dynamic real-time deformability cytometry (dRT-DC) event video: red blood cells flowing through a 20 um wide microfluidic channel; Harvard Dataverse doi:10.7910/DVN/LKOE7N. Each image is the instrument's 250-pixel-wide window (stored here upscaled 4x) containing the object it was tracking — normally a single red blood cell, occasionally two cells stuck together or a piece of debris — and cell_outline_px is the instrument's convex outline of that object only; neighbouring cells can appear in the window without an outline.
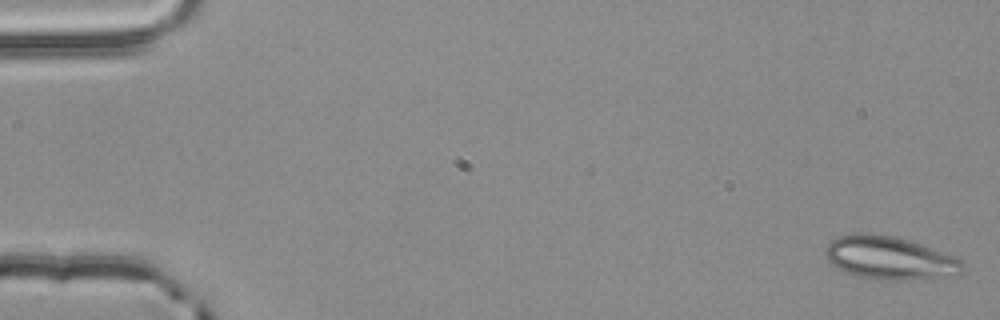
{"species": "common noctule bat (a hibernating species)", "species_latin": "Nyctalus noctula", "temperature_condition": "room temperature", "stored_images_in_passage": 4, "camera_frame_rate_fps": 3000, "um_per_image_px": 0.085, "animal": {"sex": "male", "body_mass_g": 20.4}, "frame": {"image": 1, "passage_image": 1, "time_ms": 0.0, "image_size_px": [1000, 320], "cell_outline_px": [[964, 272], [940, 276], [900, 280], [872, 280], [856, 276], [844, 272], [836, 268], [824, 256], [824, 248], [836, 236], [856, 232], [864, 232], [892, 236], [908, 240], [956, 256], [964, 264]], "centroid_in_image_um": [75.53, 21.91], "position_along_channel_um": 9.5, "area_um2": 34.62}}